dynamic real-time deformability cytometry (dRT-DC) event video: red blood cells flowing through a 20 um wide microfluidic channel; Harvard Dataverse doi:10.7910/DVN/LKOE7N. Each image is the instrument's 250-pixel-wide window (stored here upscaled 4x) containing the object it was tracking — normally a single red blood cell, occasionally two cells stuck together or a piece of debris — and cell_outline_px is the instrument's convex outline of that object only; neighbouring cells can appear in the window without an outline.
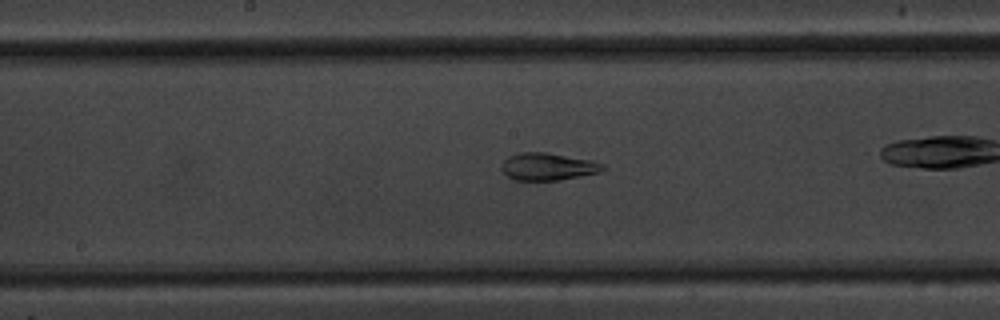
{"species": "common noctule bat (a hibernating species)", "species_latin": "Nyctalus noctula", "temperature_condition": "warm", "stored_images_in_passage": 55, "camera_frame_rate_fps": 3000, "um_per_image_px": 0.085, "animal": {"sex": "male", "body_mass_g": 20.1, "forearm_length_mm": 53.5}, "frame": {"image": 1, "passage_image": 26, "time_ms": 8.333, "image_size_px": [1000, 320], "cell_outline_px": [[608, 168], [600, 172], [560, 180], [512, 180], [504, 172], [504, 160], [508, 156], [520, 152], [544, 152], [592, 160], [604, 164]], "centroid_in_image_um": [46.62, 14.16], "position_along_channel_um": 201.6, "area_um2": 16.07}}
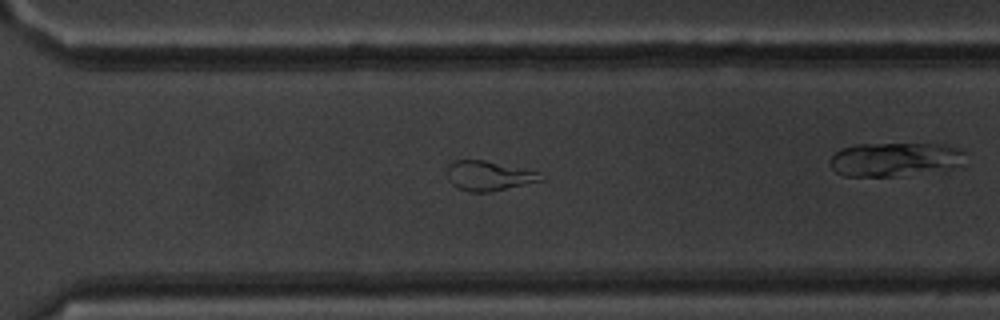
{"frame": {"image": 2, "passage_image": 37, "time_ms": 12.0, "image_size_px": [1000, 320], "cell_outline_px": [[544, 180], [492, 192], [468, 192], [452, 184], [448, 180], [448, 164], [456, 160], [484, 160], [540, 172]], "centroid_in_image_um": [41.55, 14.95], "position_along_channel_um": 329.0, "area_um2": 16.18}}
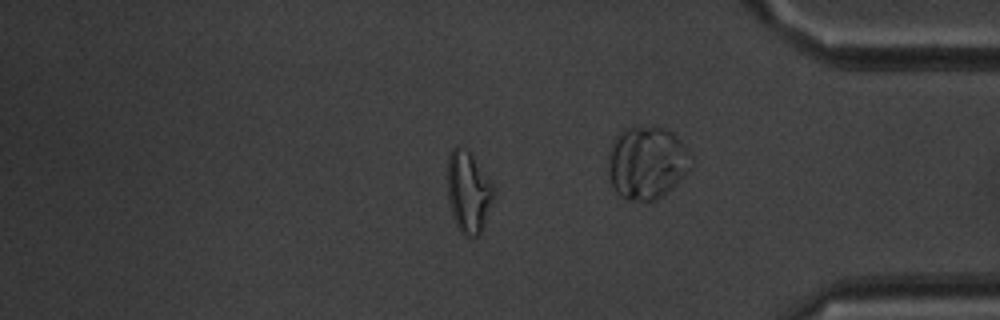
{"frame": {"image": 3, "passage_image": 45, "time_ms": 14.667, "image_size_px": [1000, 320], "cell_outline_px": [[496, 192], [480, 232], [472, 240], [464, 236], [460, 232], [452, 216], [448, 196], [448, 156], [452, 148], [456, 144], [468, 152], [472, 156], [496, 188]], "centroid_in_image_um": [39.81, 16.34], "position_along_channel_um": 395.4, "area_um2": 21.85}, "authors_computed_cell_mechanics": {"area_um2": 21.386, "velocity_mm_per_s": 3.4903, "shape_relaxation_time_tau1_ms": null, "shape_relaxation_time_tau2_ms": 2.7087, "deformation_change_tau1": null, "deformation_change_tau2": 0.0471}}